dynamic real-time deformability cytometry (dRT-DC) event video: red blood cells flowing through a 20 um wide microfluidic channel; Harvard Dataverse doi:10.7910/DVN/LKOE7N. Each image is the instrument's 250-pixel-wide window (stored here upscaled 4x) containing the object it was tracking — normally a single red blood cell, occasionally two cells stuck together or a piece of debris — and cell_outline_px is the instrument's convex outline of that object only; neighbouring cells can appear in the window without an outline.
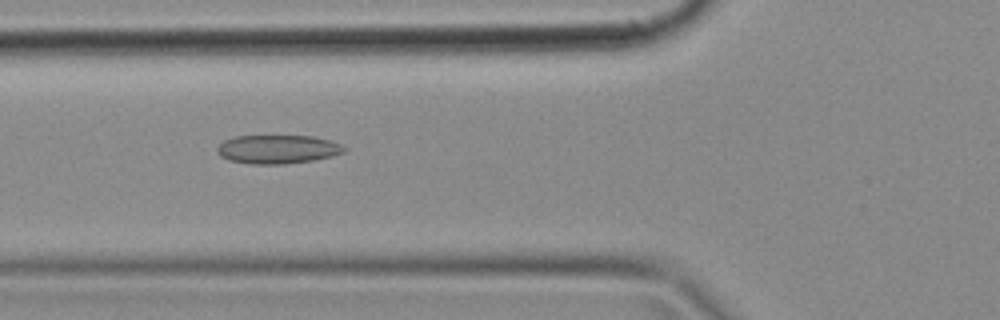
{"species": "common noctule bat (a hibernating species)", "species_latin": "Nyctalus noctula", "temperature_condition": "cold", "stored_images_in_passage": 49, "camera_frame_rate_fps": 3000, "um_per_image_px": 0.085, "animal": {"sex": "female", "body_mass_g": 18.4}, "frame": {"image": 1, "passage_image": 18, "time_ms": 5.667, "image_size_px": [1000, 320], "cell_outline_px": [[348, 148], [344, 152], [332, 156], [312, 160], [284, 164], [248, 164], [228, 160], [220, 156], [216, 152], [216, 148], [224, 140], [236, 136], [312, 136], [328, 140], [340, 144]], "centroid_in_image_um": [23.57, 12.69], "position_along_channel_um": 102.2, "area_um2": 21.27}}
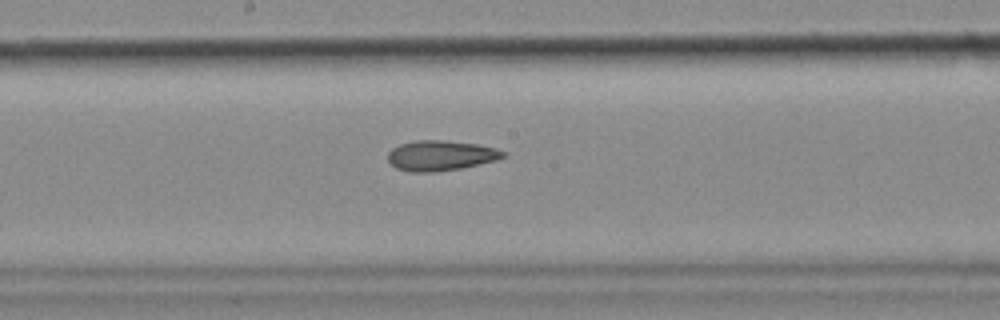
{"frame": {"image": 2, "passage_image": 26, "time_ms": 8.333, "image_size_px": [1000, 320], "cell_outline_px": [[508, 156], [496, 160], [460, 168], [436, 172], [412, 172], [396, 168], [388, 160], [388, 152], [392, 148], [400, 144], [416, 140], [444, 140], [476, 144], [496, 148], [508, 152]], "centroid_in_image_um": [37.48, 13.22], "position_along_channel_um": 210.7, "area_um2": 20.35}}
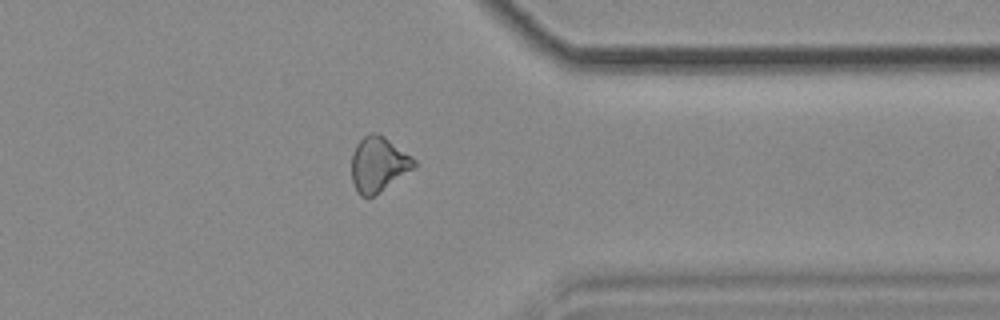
{"frame": {"image": 3, "passage_image": 39, "time_ms": 12.667, "image_size_px": [1000, 320], "cell_outline_px": [[416, 164], [412, 168], [380, 192], [372, 196], [360, 196], [356, 192], [352, 180], [352, 152], [356, 144], [368, 132], [376, 132], [384, 136], [416, 160]], "centroid_in_image_um": [32.12, 13.95], "position_along_channel_um": 379.3, "area_um2": 19.77}}